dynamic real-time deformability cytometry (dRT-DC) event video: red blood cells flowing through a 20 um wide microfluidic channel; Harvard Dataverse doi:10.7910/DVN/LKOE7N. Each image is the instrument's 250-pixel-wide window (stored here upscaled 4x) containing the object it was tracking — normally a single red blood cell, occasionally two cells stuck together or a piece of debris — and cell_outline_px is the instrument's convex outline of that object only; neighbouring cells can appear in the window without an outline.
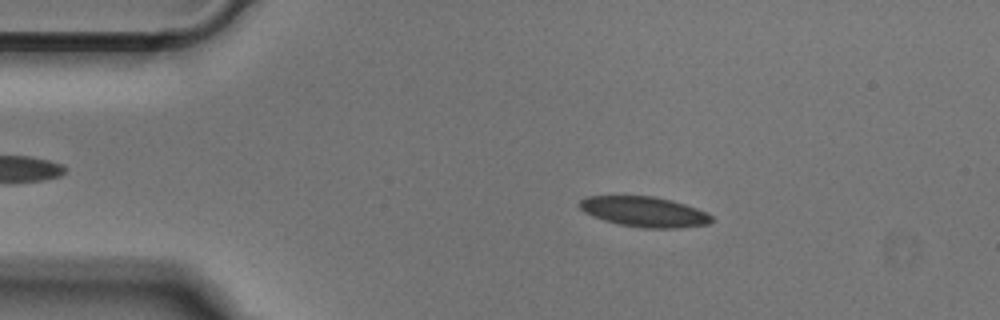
{"species": "Egyptian fruit bat (a non-hibernating species)", "species_latin": "Rousettus aegyptiacus", "temperature_condition": "cold", "stored_images_in_passage": 36, "camera_frame_rate_fps": 3000, "um_per_image_px": 0.085, "animal": {"sex": "male"}, "frame": {"image": 1, "passage_image": 1, "time_ms": 0.0, "image_size_px": [1000, 320], "cell_outline_px": [[712, 220], [708, 224], [680, 228], [644, 228], [620, 224], [604, 220], [592, 216], [584, 212], [580, 208], [580, 200], [588, 196], [656, 196], [672, 200], [708, 212], [712, 216]], "centroid_in_image_um": [54.78, 18.0], "position_along_channel_um": 30.2, "area_um2": 23.24}}
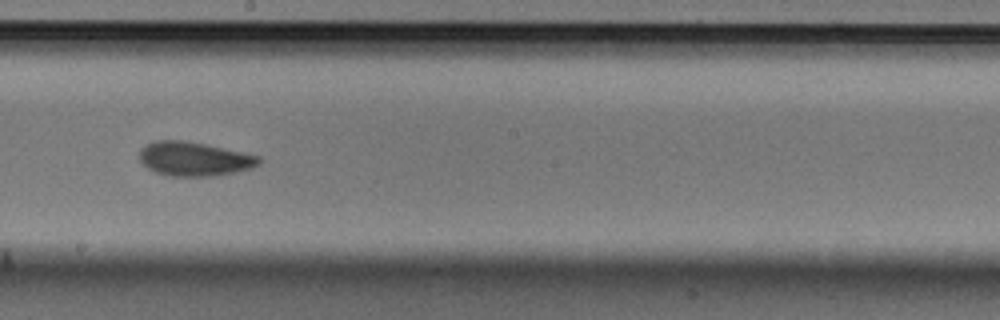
{"frame": {"image": 2, "passage_image": 20, "time_ms": 6.333, "image_size_px": [1000, 320], "cell_outline_px": [[264, 160], [260, 164], [252, 168], [220, 176], [168, 176], [156, 172], [148, 168], [140, 160], [140, 148], [156, 140], [184, 140], [244, 152], [260, 156]], "centroid_in_image_um": [16.56, 13.51], "position_along_channel_um": 231.6, "area_um2": 23.93}}
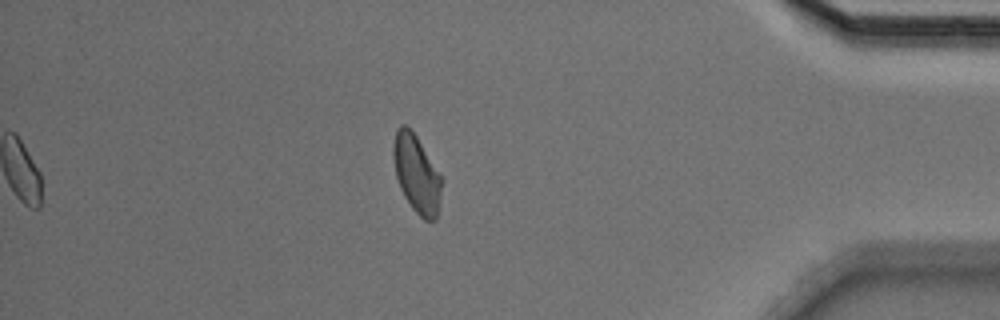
{"frame": {"image": 3, "passage_image": 36, "time_ms": 11.667, "image_size_px": [1000, 320], "cell_outline_px": [[444, 180], [436, 220], [424, 220], [412, 208], [404, 196], [400, 188], [396, 176], [392, 156], [392, 144], [396, 132], [400, 124], [404, 124], [416, 136]], "centroid_in_image_um": [35.41, 14.8], "position_along_channel_um": 399.8, "area_um2": 21.96}}